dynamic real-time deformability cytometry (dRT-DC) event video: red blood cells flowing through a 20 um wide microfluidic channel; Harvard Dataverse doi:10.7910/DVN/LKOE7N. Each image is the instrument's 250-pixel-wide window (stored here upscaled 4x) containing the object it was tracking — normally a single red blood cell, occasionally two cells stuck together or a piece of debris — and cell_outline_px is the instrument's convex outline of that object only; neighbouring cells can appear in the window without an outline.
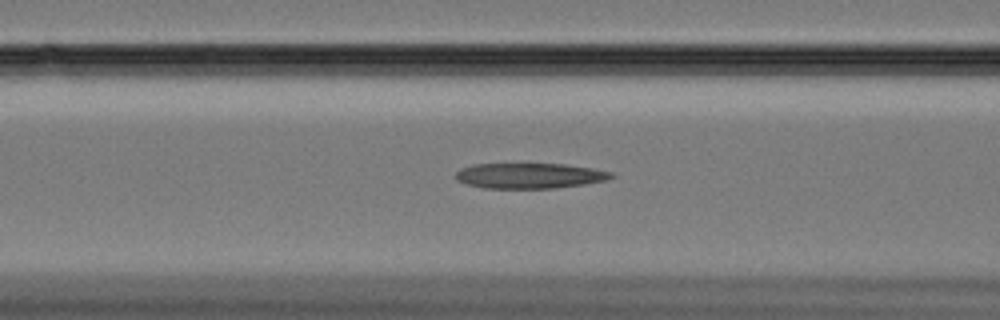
{"species": "Egyptian fruit bat (a non-hibernating species)", "species_latin": "Rousettus aegyptiacus", "temperature_condition": "cold", "stored_images_in_passage": 57, "camera_frame_rate_fps": 3000, "um_per_image_px": 0.085, "animal": {"sex": "female"}, "frame": {"image": 1, "passage_image": 22, "time_ms": 7.0, "image_size_px": [1000, 320], "cell_outline_px": [[616, 176], [608, 180], [584, 184], [552, 188], [484, 188], [468, 184], [456, 180], [456, 172], [464, 168], [476, 164], [564, 164], [592, 168], [612, 172]], "centroid_in_image_um": [45.06, 14.94], "position_along_channel_um": 121.5, "area_um2": 22.83}}
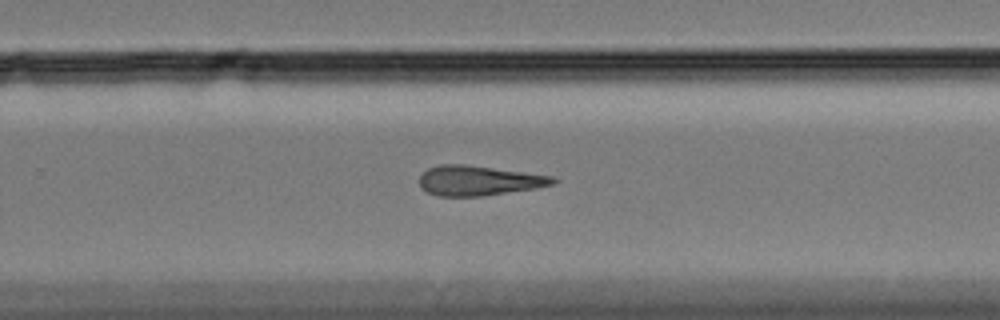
{"frame": {"image": 2, "passage_image": 37, "time_ms": 12.0, "image_size_px": [1000, 320], "cell_outline_px": [[560, 180], [552, 184], [536, 188], [484, 196], [440, 196], [428, 192], [420, 184], [420, 176], [428, 168], [444, 164], [464, 164], [552, 176]], "centroid_in_image_um": [40.71, 15.35], "position_along_channel_um": 289.1, "area_um2": 22.95}}
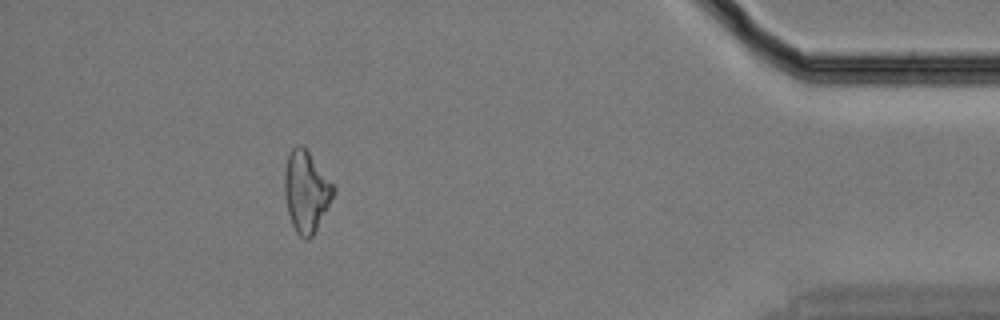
{"frame": {"image": 3, "passage_image": 52, "time_ms": 17.0, "image_size_px": [1000, 320], "cell_outline_px": [[336, 188], [328, 208], [312, 236], [308, 240], [304, 240], [296, 232], [292, 224], [288, 212], [284, 192], [284, 172], [288, 156], [292, 148], [296, 144], [304, 144]], "centroid_in_image_um": [26.02, 16.25], "position_along_channel_um": 409.2, "area_um2": 23.24}}